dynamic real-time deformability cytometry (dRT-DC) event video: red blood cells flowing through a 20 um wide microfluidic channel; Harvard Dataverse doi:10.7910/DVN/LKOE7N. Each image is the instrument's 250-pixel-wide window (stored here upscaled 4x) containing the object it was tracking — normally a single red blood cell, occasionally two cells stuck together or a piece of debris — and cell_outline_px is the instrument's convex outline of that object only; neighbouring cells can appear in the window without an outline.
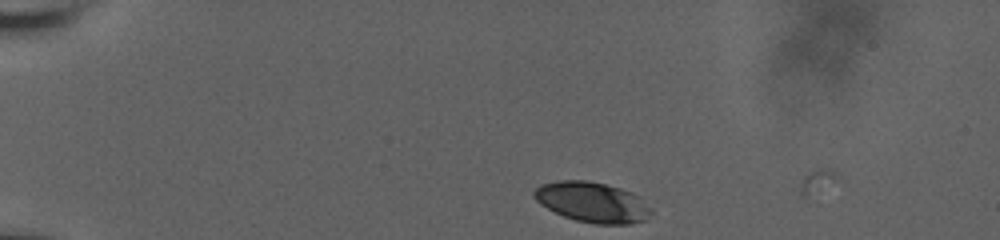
{"species": "human", "species_latin": "Homo sapiens", "temperature_condition": "room temperature", "stored_images_in_passage": 8, "camera_frame_rate_fps": 3000, "um_per_image_px": 0.085, "donor": {"sex": "male"}, "frame": {"image": 1, "passage_image": 4, "time_ms": 1.0, "image_size_px": [1000, 240], "cell_outline_px": [[652, 212], [648, 220], [628, 224], [596, 224], [576, 220], [564, 216], [540, 204], [532, 196], [532, 192], [540, 184], [556, 180], [588, 180], [620, 188], [632, 192], [640, 196], [652, 208]], "centroid_in_image_um": [50.37, 17.18], "position_along_channel_um": 34.6, "area_um2": 27.8}}